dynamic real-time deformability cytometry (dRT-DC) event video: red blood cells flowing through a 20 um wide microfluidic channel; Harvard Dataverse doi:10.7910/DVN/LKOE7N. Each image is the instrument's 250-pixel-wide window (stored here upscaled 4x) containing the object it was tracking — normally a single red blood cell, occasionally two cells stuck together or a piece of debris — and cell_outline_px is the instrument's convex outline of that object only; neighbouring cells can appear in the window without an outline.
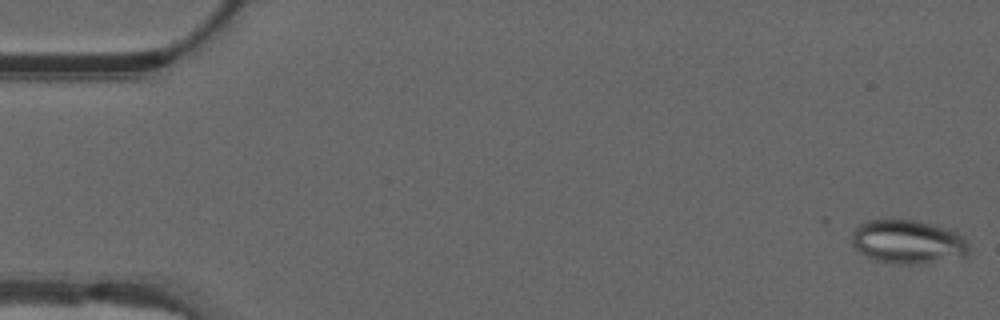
{"species": "common noctule bat (a hibernating species)", "species_latin": "Nyctalus noctula", "temperature_condition": "warm", "stored_images_in_passage": 2, "camera_frame_rate_fps": 3000, "um_per_image_px": 0.085, "animal": {"sex": "male", "forearm_length_mm": 52.5}, "frame": {"image": 1, "passage_image": 2, "time_ms": 0.333, "image_size_px": [1000, 320], "cell_outline_px": [[968, 252], [964, 256], [912, 264], [900, 264], [876, 260], [860, 252], [852, 244], [852, 232], [860, 224], [868, 220], [916, 220], [948, 228], [964, 236], [968, 244]], "centroid_in_image_um": [77.17, 20.53], "position_along_channel_um": 7.8, "area_um2": 29.42}}